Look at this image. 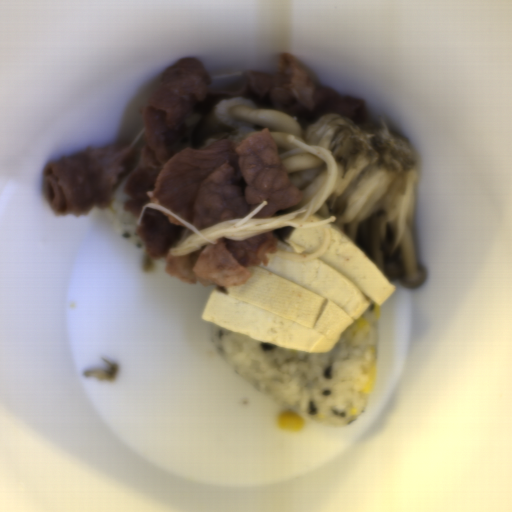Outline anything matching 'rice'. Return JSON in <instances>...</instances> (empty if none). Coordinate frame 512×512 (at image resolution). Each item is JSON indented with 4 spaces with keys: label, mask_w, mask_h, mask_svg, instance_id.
Here are the masks:
<instances>
[{
    "label": "rice",
    "mask_w": 512,
    "mask_h": 512,
    "mask_svg": "<svg viewBox=\"0 0 512 512\" xmlns=\"http://www.w3.org/2000/svg\"><path fill=\"white\" fill-rule=\"evenodd\" d=\"M360 315L369 331L350 326L324 353L291 350L211 323L208 331L222 361L248 384L317 426L345 427L366 409L367 371L377 368L380 316L374 302Z\"/></svg>",
    "instance_id": "obj_1"
},
{
    "label": "rice",
    "mask_w": 512,
    "mask_h": 512,
    "mask_svg": "<svg viewBox=\"0 0 512 512\" xmlns=\"http://www.w3.org/2000/svg\"><path fill=\"white\" fill-rule=\"evenodd\" d=\"M126 178H119L112 188V205L104 209V212L114 234L137 247L146 249L143 240L137 233L139 225H136V222L139 215L132 214L124 209L125 203L129 201L128 194L125 191Z\"/></svg>",
    "instance_id": "obj_2"
}]
</instances>
